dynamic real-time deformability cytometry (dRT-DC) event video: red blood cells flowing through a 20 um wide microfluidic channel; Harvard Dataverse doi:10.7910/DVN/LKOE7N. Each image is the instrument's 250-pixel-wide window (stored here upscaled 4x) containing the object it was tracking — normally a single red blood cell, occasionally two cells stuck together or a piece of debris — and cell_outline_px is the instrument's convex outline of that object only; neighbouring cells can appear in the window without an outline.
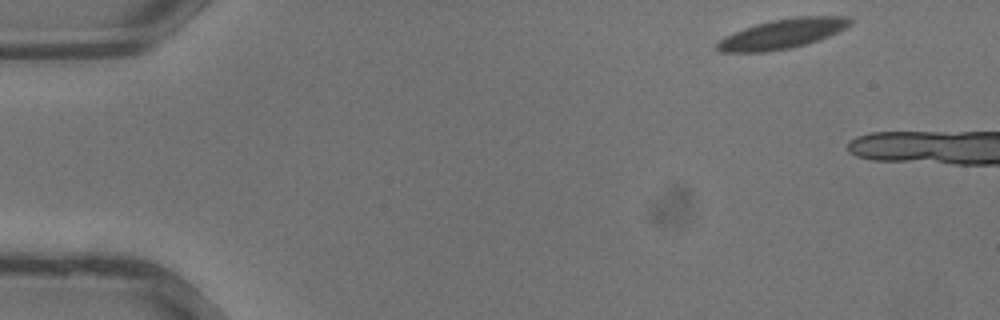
{"species": "common noctule bat (a hibernating species)", "species_latin": "Nyctalus noctula", "temperature_condition": "warm", "stored_images_in_passage": 5, "camera_frame_rate_fps": 3000, "um_per_image_px": 0.085, "animal": {"sex": "male", "body_mass_g": 13.3}, "frame": {"image": 1, "passage_image": 1, "time_ms": 0.0, "image_size_px": [1000, 320], "cell_outline_px": [[852, 24], [828, 36], [792, 48], [768, 52], [716, 52], [716, 44], [724, 36], [744, 28], [756, 24], [772, 20], [800, 16], [848, 16], [852, 20]], "centroid_in_image_um": [66.47, 2.88], "position_along_channel_um": 18.5, "area_um2": 22.89}}